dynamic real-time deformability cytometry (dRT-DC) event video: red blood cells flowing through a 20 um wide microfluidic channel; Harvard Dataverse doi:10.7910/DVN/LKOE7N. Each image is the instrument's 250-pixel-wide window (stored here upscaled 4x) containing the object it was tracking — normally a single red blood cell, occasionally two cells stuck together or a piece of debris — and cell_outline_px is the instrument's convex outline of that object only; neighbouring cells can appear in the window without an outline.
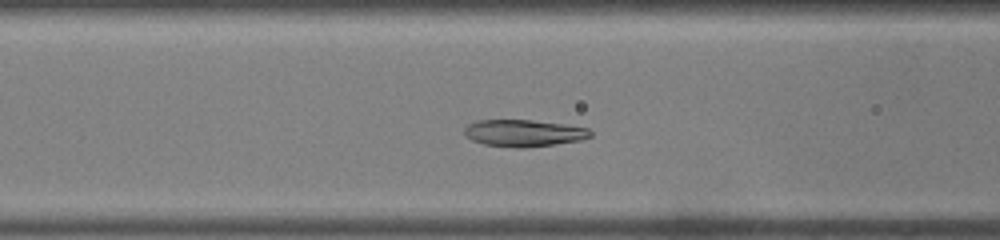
{"species": "common noctule bat (a hibernating species)", "species_latin": "Nyctalus noctula", "temperature_condition": "warm", "stored_images_in_passage": 46, "camera_frame_rate_fps": 3000, "um_per_image_px": 0.085, "animal": {"sex": "male", "body_mass_g": 19.0, "forearm_length_mm": 50.8}, "frame": {"image": 1, "passage_image": 15, "time_ms": 4.667, "image_size_px": [1000, 240], "cell_outline_px": [[592, 136], [580, 140], [556, 144], [524, 148], [516, 148], [484, 144], [472, 140], [464, 136], [464, 128], [468, 124], [476, 120], [532, 120], [564, 124], [588, 128], [592, 132]], "centroid_in_image_um": [44.5, 11.31], "position_along_channel_um": 122.1, "area_um2": 19.88}}
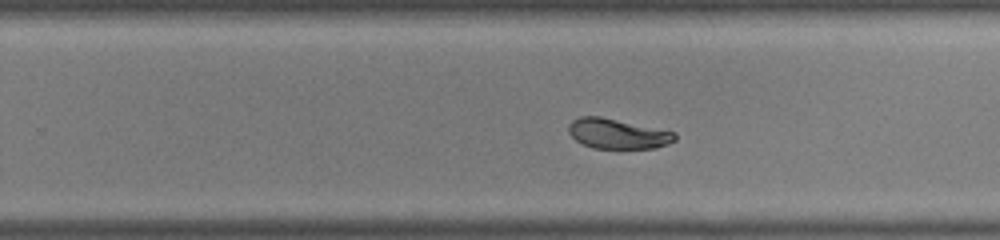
{"frame": {"image": 2, "passage_image": 27, "time_ms": 8.667, "image_size_px": [1000, 240], "cell_outline_px": [[676, 140], [668, 144], [656, 148], [592, 148], [576, 140], [568, 132], [568, 124], [572, 120], [580, 116], [600, 116], [676, 132]], "centroid_in_image_um": [52.49, 11.36], "position_along_channel_um": 277.3, "area_um2": 18.61}}
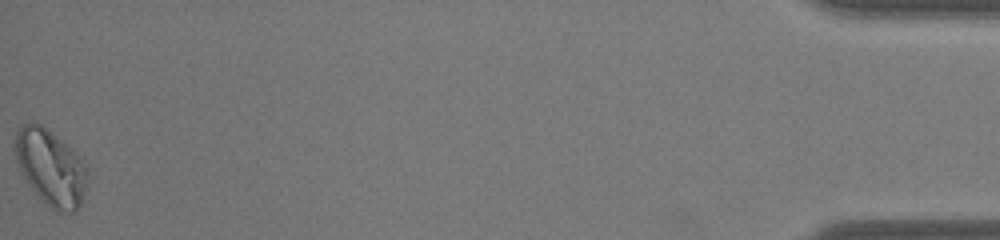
{"frame": {"image": 3, "passage_image": 46, "time_ms": 15.0, "image_size_px": [1000, 240], "cell_outline_px": [[88, 172], [80, 204], [76, 212], [56, 212], [48, 208], [28, 184], [20, 172], [12, 148], [12, 144], [16, 132], [24, 124], [40, 124], [60, 140], [84, 164]], "centroid_in_image_um": [4.23, 14.28], "position_along_channel_um": 431.0, "area_um2": 31.5}, "authors_computed_cell_mechanics": {"area_um2": 20.4901, "velocity_mm_per_s": 3.8949, "shape_relaxation_time_tau1_ms": 4.511, "shape_relaxation_time_tau2_ms": null, "deformation_change_tau1": 0.1698, "deformation_change_tau2": null}}